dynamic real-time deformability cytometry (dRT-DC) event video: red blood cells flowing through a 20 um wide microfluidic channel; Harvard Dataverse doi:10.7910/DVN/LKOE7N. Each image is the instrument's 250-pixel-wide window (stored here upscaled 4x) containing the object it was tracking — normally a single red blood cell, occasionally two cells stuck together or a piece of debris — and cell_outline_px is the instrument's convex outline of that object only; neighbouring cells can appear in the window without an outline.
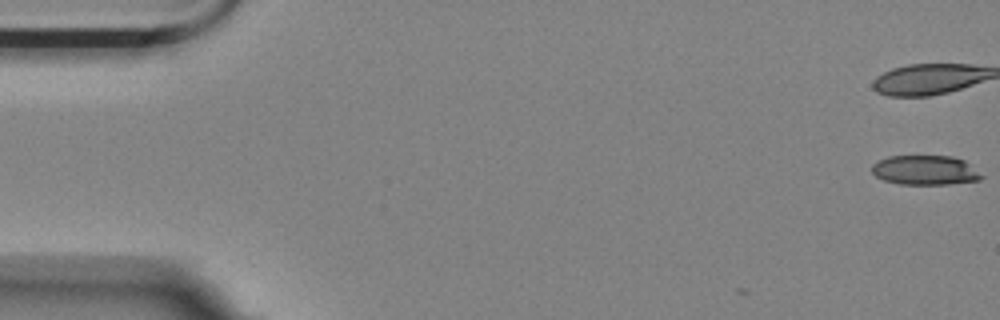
{"species": "Egyptian fruit bat (a non-hibernating species)", "species_latin": "Rousettus aegyptiacus", "temperature_condition": "room temperature", "stored_images_in_passage": 4, "camera_frame_rate_fps": 3000, "um_per_image_px": 0.085, "animal": {"sex": "female"}, "frame": {"image": 1, "passage_image": 1, "time_ms": 0.0, "image_size_px": [1000, 320], "cell_outline_px": [[984, 176], [980, 180], [948, 184], [900, 184], [884, 180], [876, 176], [872, 172], [872, 164], [876, 160], [888, 156], [952, 156], [964, 160]], "centroid_in_image_um": [78.62, 14.46], "position_along_channel_um": 6.4, "area_um2": 18.9}}